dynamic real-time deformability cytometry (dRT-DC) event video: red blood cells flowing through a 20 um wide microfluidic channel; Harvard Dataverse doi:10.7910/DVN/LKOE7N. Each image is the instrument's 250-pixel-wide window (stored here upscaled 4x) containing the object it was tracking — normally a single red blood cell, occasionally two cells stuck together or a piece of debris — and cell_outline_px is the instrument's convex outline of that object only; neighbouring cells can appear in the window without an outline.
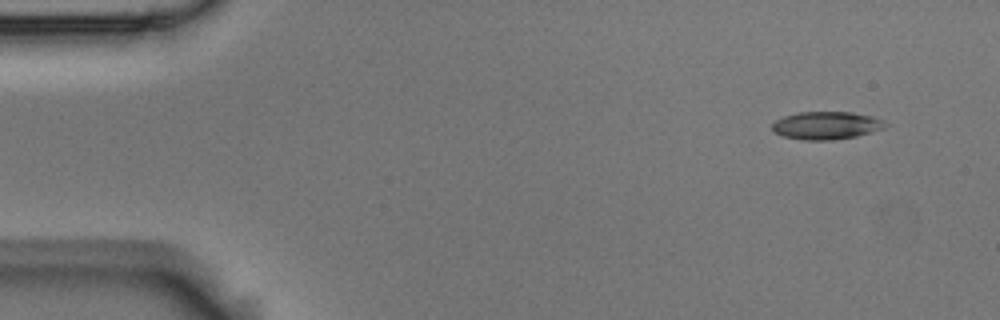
{"species": "Egyptian fruit bat (a non-hibernating species)", "species_latin": "Rousettus aegyptiacus", "temperature_condition": "room temperature", "stored_images_in_passage": 4, "camera_frame_rate_fps": 3000, "um_per_image_px": 0.085, "animal": {"sex": "male"}, "frame": {"image": 1, "passage_image": 1, "time_ms": 0.0, "image_size_px": [1000, 320], "cell_outline_px": [[888, 124], [884, 128], [872, 132], [856, 136], [832, 140], [804, 140], [784, 136], [776, 132], [772, 128], [772, 124], [776, 120], [784, 116], [800, 112], [852, 112], [872, 116], [884, 120]], "centroid_in_image_um": [70.28, 10.66], "position_along_channel_um": 14.7, "area_um2": 18.26}}
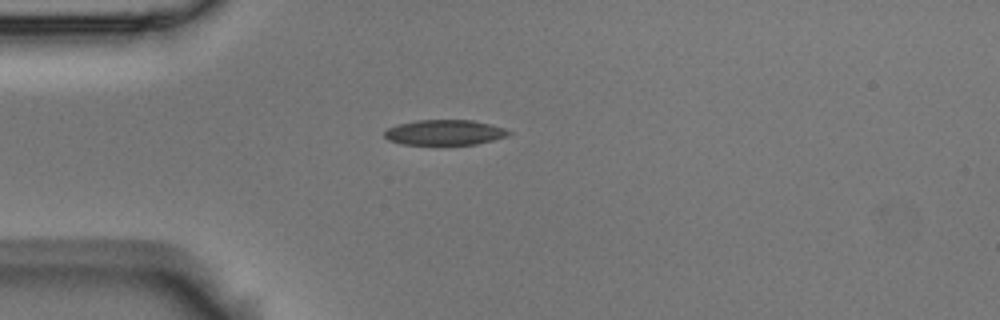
{"frame": {"image": 2, "passage_image": 4, "time_ms": 1.0, "image_size_px": [1000, 320], "cell_outline_px": [[512, 132], [508, 136], [476, 144], [400, 144], [388, 140], [384, 136], [384, 132], [388, 128], [400, 124], [416, 120], [472, 120], [504, 128]], "centroid_in_image_um": [37.78, 11.26], "position_along_channel_um": 47.2, "area_um2": 18.09}}